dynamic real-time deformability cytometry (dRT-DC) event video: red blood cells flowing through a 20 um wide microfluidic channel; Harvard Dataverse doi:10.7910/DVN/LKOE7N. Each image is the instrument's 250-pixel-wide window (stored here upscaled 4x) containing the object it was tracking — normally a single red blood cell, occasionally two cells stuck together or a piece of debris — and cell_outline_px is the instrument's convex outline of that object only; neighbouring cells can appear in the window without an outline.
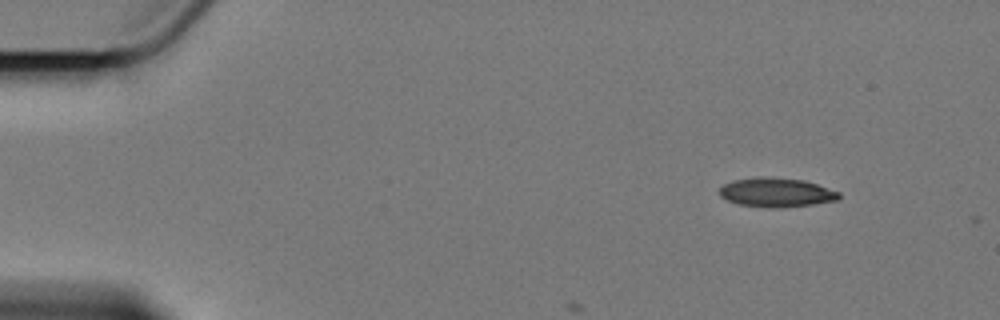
{"species": "Egyptian fruit bat (a non-hibernating species)", "species_latin": "Rousettus aegyptiacus", "temperature_condition": "cold", "stored_images_in_passage": 5, "camera_frame_rate_fps": 3000, "um_per_image_px": 0.085, "animal": {"sex": "female"}, "frame": {"image": 1, "passage_image": 1, "time_ms": 0.0, "image_size_px": [1000, 320], "cell_outline_px": [[840, 200], [812, 204], [780, 208], [772, 208], [740, 204], [728, 200], [720, 196], [720, 188], [724, 184], [732, 180], [760, 176], [772, 176], [804, 180], [840, 192]], "centroid_in_image_um": [66.0, 16.34], "position_along_channel_um": 19.0, "area_um2": 20.4}}
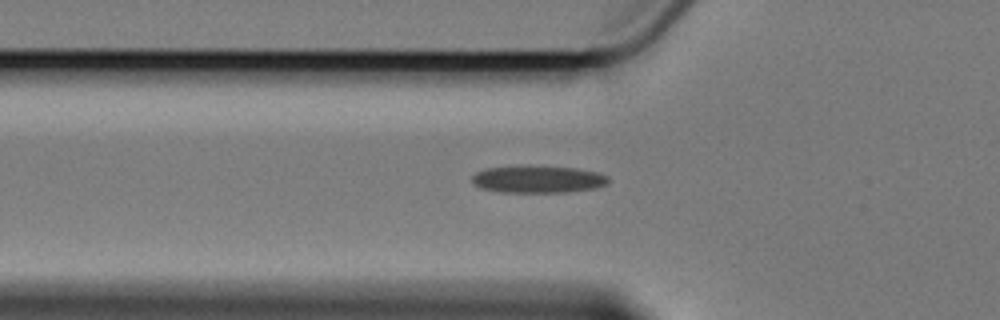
{"frame": {"image": 2, "passage_image": 5, "time_ms": 4.667, "image_size_px": [1000, 320], "cell_outline_px": [[608, 180], [604, 184], [596, 188], [564, 192], [504, 192], [480, 188], [472, 184], [472, 176], [476, 172], [484, 168], [508, 164], [528, 164], [576, 168], [600, 172], [608, 176]], "centroid_in_image_um": [45.65, 15.19], "position_along_channel_um": 80.2, "area_um2": 22.43}}